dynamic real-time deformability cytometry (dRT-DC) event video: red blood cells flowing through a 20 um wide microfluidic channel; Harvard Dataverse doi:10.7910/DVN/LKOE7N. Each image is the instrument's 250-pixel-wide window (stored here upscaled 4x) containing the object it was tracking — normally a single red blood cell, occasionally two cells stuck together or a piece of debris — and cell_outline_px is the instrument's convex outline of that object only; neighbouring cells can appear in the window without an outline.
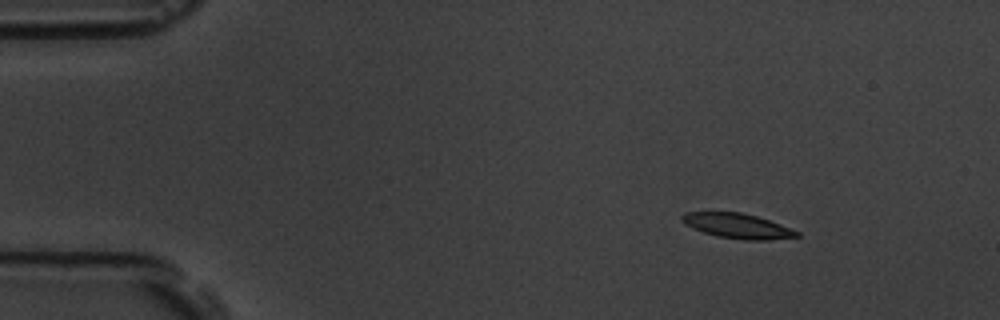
{"species": "common noctule bat (a hibernating species)", "species_latin": "Nyctalus noctula", "temperature_condition": "room temperature", "stored_images_in_passage": 9, "camera_frame_rate_fps": 3000, "um_per_image_px": 0.085, "animal": {"sex": "male", "body_mass_g": 19.5, "forearm_length_mm": 54.6}, "frame": {"image": 1, "passage_image": 1, "time_ms": 0.0, "image_size_px": [1000, 320], "cell_outline_px": [[800, 236], [768, 240], [744, 240], [716, 236], [692, 228], [684, 224], [680, 220], [680, 216], [684, 212], [740, 212], [756, 216], [780, 224], [800, 232]], "centroid_in_image_um": [62.65, 19.2], "position_along_channel_um": 22.4, "area_um2": 16.7}}
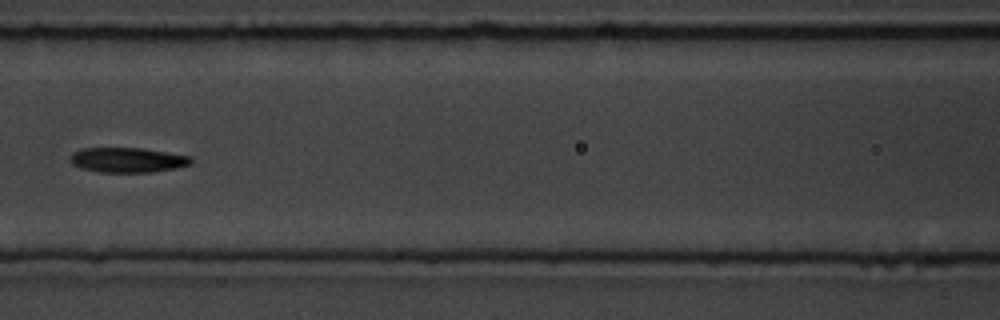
{"frame": {"image": 2, "passage_image": 6, "time_ms": 6.0, "image_size_px": [1000, 320], "cell_outline_px": [[192, 164], [176, 168], [152, 172], [100, 172], [80, 168], [72, 164], [72, 152], [80, 148], [140, 148], [192, 156]], "centroid_in_image_um": [10.86, 13.6], "position_along_channel_um": 155.7, "area_um2": 17.51}}
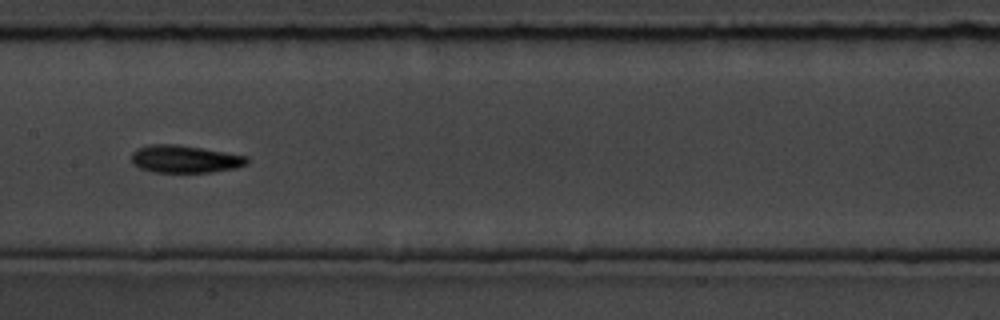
{"frame": {"image": 3, "passage_image": 7, "time_ms": 7.0, "image_size_px": [1000, 320], "cell_outline_px": [[248, 164], [236, 168], [212, 172], [152, 172], [140, 168], [132, 164], [132, 152], [136, 148], [148, 144], [176, 144], [248, 156]], "centroid_in_image_um": [15.69, 13.52], "position_along_channel_um": 191.7, "area_um2": 18.61}}